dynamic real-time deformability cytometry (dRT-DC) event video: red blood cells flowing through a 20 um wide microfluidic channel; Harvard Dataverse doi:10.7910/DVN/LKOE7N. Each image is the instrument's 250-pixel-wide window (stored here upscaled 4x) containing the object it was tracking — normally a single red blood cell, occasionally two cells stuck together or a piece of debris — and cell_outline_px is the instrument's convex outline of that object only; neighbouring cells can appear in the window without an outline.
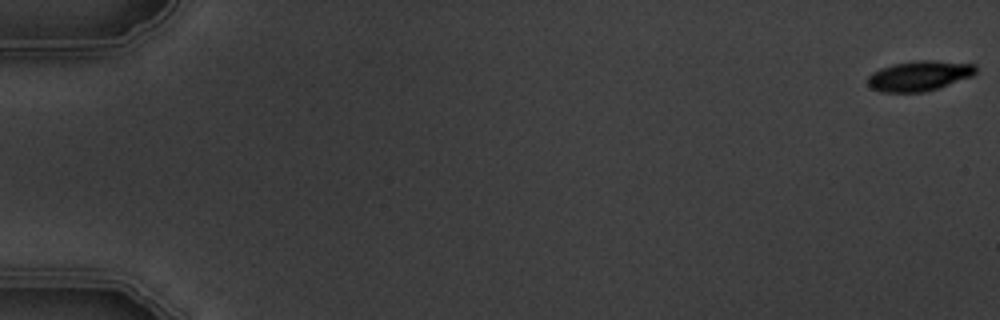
{"species": "common noctule bat (a hibernating species)", "species_latin": "Nyctalus noctula", "temperature_condition": "warm", "stored_images_in_passage": 3, "camera_frame_rate_fps": 3000, "um_per_image_px": 0.085, "animal": {"sex": "male", "body_mass_g": 19.5, "forearm_length_mm": 54.6}, "frame": {"image": 1, "passage_image": 1, "time_ms": 0.0, "image_size_px": [1000, 320], "cell_outline_px": [[976, 72], [972, 76], [924, 92], [880, 92], [872, 88], [868, 84], [868, 76], [872, 72], [880, 68], [892, 64], [916, 60], [932, 60], [976, 64]], "centroid_in_image_um": [78.11, 6.43], "position_along_channel_um": 6.9, "area_um2": 18.9}}